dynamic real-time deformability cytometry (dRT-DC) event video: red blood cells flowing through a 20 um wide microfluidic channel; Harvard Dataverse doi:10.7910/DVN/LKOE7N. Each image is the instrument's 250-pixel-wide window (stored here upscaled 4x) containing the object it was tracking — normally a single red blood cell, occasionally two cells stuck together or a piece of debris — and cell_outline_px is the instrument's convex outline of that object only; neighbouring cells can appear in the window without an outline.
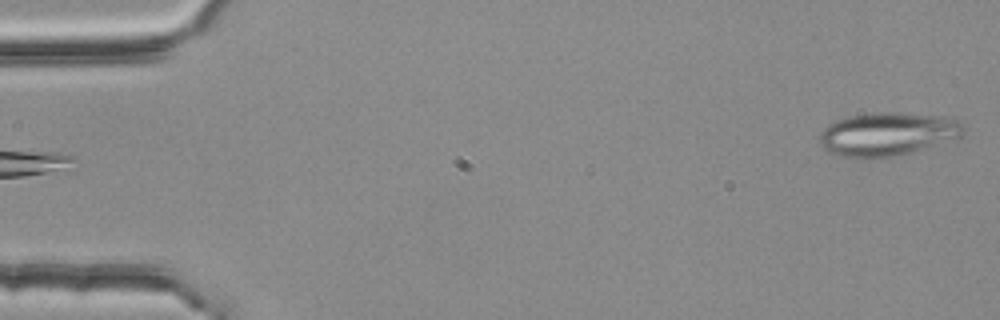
{"species": "common noctule bat (a hibernating species)", "species_latin": "Nyctalus noctula", "temperature_condition": "room temperature", "stored_images_in_passage": 4, "segment_of_instrument_passage": [2, 2], "camera_frame_rate_fps": 3000, "um_per_image_px": 0.085, "animal": {"sex": "female", "body_mass_g": 25.1}, "frame": {"image": 1, "passage_image": 4, "time_ms": 1.0, "image_size_px": [1000, 320], "cell_outline_px": [[964, 136], [908, 152], [892, 156], [844, 156], [828, 152], [820, 144], [820, 132], [828, 124], [836, 120], [852, 116], [880, 112], [892, 112], [940, 116], [956, 120], [964, 128]], "centroid_in_image_um": [75.42, 11.37], "position_along_channel_um": 9.6, "area_um2": 35.32}}